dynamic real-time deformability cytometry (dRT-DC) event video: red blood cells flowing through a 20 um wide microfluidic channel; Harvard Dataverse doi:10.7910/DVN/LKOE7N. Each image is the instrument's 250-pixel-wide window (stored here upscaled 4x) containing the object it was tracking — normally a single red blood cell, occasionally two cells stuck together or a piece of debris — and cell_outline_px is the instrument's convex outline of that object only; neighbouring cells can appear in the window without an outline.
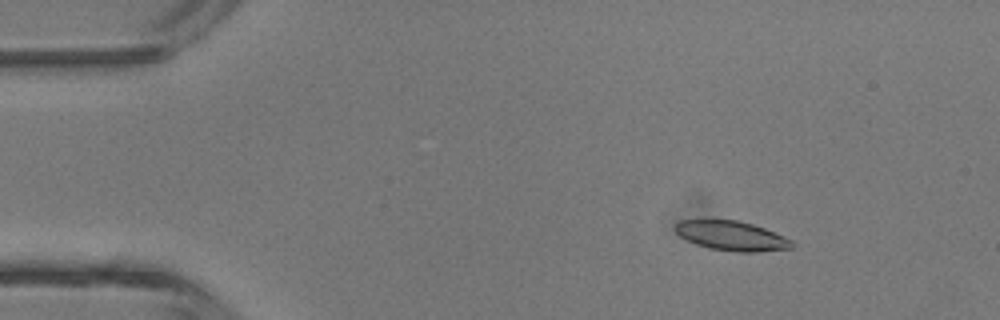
{"species": "common noctule bat (a hibernating species)", "species_latin": "Nyctalus noctula", "temperature_condition": "room temperature", "stored_images_in_passage": 3, "camera_frame_rate_fps": 3000, "um_per_image_px": 0.085, "animal": {"sex": "male", "body_mass_g": 13.3}, "frame": {"image": 1, "passage_image": 1, "time_ms": 0.0, "image_size_px": [1000, 320], "cell_outline_px": [[796, 244], [792, 248], [756, 252], [736, 252], [708, 248], [696, 244], [680, 236], [672, 228], [680, 220], [708, 216], [736, 220], [752, 224], [764, 228], [784, 236], [792, 240]], "centroid_in_image_um": [62.12, 19.99], "position_along_channel_um": 22.9, "area_um2": 20.92}}
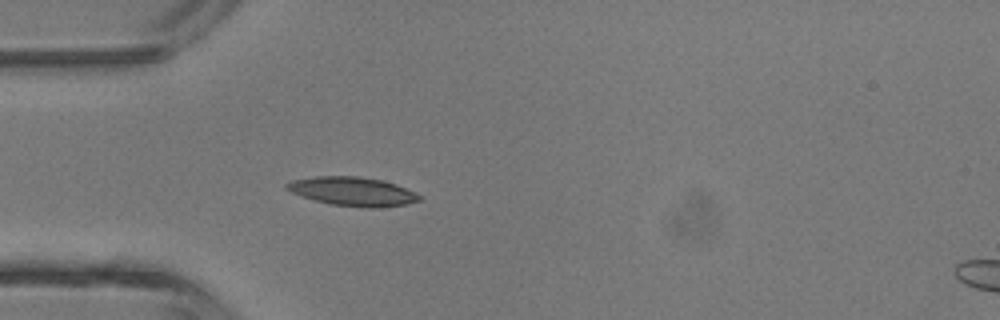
{"frame": {"image": 2, "passage_image": 3, "time_ms": 2.333, "image_size_px": [1000, 320], "cell_outline_px": [[420, 200], [408, 204], [376, 208], [368, 208], [332, 204], [316, 200], [292, 192], [284, 188], [284, 184], [292, 180], [316, 176], [360, 176], [380, 180], [396, 184], [416, 192], [420, 196]], "centroid_in_image_um": [29.99, 16.27], "position_along_channel_um": 55.0, "area_um2": 22.2}}